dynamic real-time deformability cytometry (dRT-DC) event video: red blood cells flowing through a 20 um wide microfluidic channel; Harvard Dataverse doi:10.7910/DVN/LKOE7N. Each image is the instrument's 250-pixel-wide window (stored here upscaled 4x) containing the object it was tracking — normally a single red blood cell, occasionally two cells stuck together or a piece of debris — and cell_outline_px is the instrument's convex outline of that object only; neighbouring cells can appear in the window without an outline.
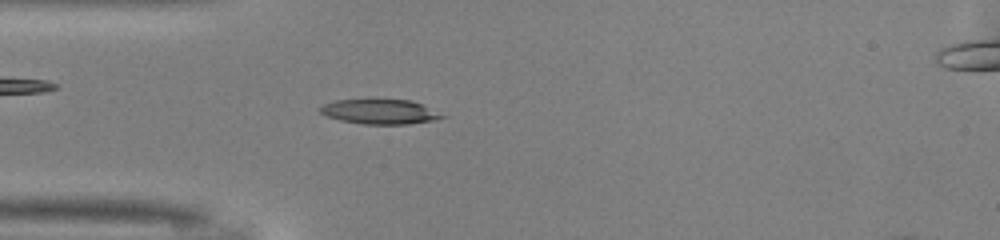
{"species": "common noctule bat (a hibernating species)", "species_latin": "Nyctalus noctula", "temperature_condition": "warm", "stored_images_in_passage": 49, "camera_frame_rate_fps": 3000, "um_per_image_px": 0.085, "animal": {"sex": "male", "body_mass_g": 13.0, "forearm_length_mm": 53.1}, "frame": {"image": 1, "passage_image": 12, "time_ms": 3.667, "image_size_px": [1000, 240], "cell_outline_px": [[448, 116], [436, 120], [408, 124], [364, 124], [340, 120], [328, 116], [320, 112], [320, 108], [324, 104], [336, 100], [412, 100]], "centroid_in_image_um": [32.34, 9.5], "position_along_channel_um": 52.7, "area_um2": 17.4}}
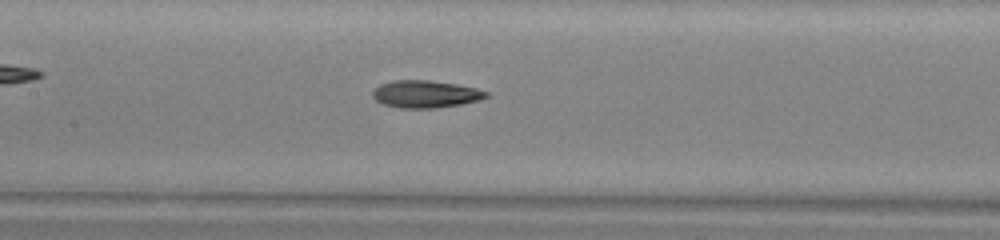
{"frame": {"image": 2, "passage_image": 21, "time_ms": 6.667, "image_size_px": [1000, 240], "cell_outline_px": [[492, 96], [480, 100], [460, 104], [436, 108], [400, 108], [384, 104], [376, 100], [372, 96], [372, 92], [380, 84], [392, 80], [428, 80], [456, 84], [476, 88], [492, 92]], "centroid_in_image_um": [36.23, 7.99], "position_along_channel_um": 171.2, "area_um2": 18.26}}
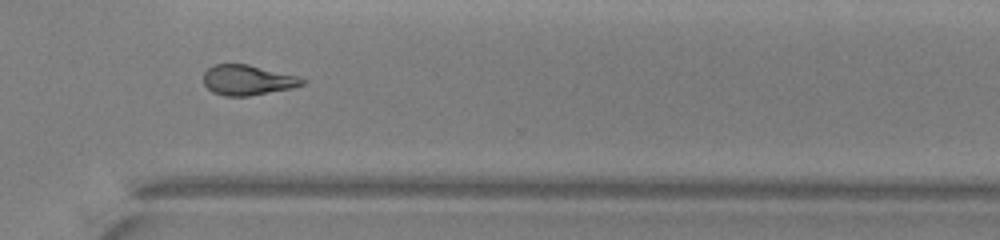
{"frame": {"image": 3, "passage_image": 34, "time_ms": 11.0, "image_size_px": [1000, 240], "cell_outline_px": [[308, 80], [304, 84], [292, 88], [248, 96], [224, 96], [212, 92], [204, 84], [204, 72], [208, 68], [216, 64], [248, 64], [300, 76]], "centroid_in_image_um": [21.08, 6.8], "position_along_channel_um": 349.5, "area_um2": 17.51}, "authors_computed_cell_mechanics": {"area_um2": 18.0336, "velocity_mm_per_s": 4.1192, "shape_relaxation_time_tau1_ms": 6.6301, "shape_relaxation_time_tau2_ms": 5.7097, "deformation_change_tau1": 0.1962, "deformation_change_tau2": 0.1717}}